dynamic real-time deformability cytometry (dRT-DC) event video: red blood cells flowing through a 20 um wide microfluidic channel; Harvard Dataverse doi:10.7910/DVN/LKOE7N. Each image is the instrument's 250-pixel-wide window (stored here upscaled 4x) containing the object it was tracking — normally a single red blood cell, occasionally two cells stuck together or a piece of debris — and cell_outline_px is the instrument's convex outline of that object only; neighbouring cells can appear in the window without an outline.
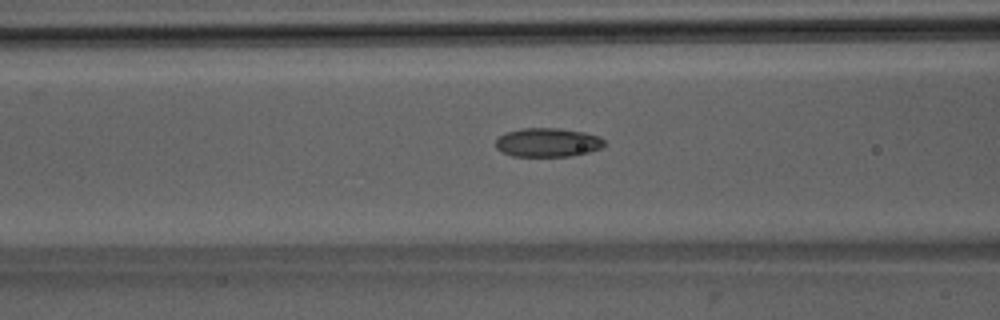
{"species": "Egyptian fruit bat (a non-hibernating species)", "species_latin": "Rousettus aegyptiacus", "temperature_condition": "room temperature", "stored_images_in_passage": 24, "camera_frame_rate_fps": 3000, "um_per_image_px": 0.085, "animal": {"sex": "male"}, "frame": {"image": 1, "passage_image": 4, "time_ms": 1.0, "image_size_px": [1000, 320], "cell_outline_px": [[604, 144], [600, 148], [588, 152], [568, 156], [512, 156], [496, 148], [496, 140], [504, 132], [520, 128], [560, 128], [584, 132], [600, 136], [604, 140]], "centroid_in_image_um": [46.54, 12.09], "position_along_channel_um": 120.1, "area_um2": 18.26}}